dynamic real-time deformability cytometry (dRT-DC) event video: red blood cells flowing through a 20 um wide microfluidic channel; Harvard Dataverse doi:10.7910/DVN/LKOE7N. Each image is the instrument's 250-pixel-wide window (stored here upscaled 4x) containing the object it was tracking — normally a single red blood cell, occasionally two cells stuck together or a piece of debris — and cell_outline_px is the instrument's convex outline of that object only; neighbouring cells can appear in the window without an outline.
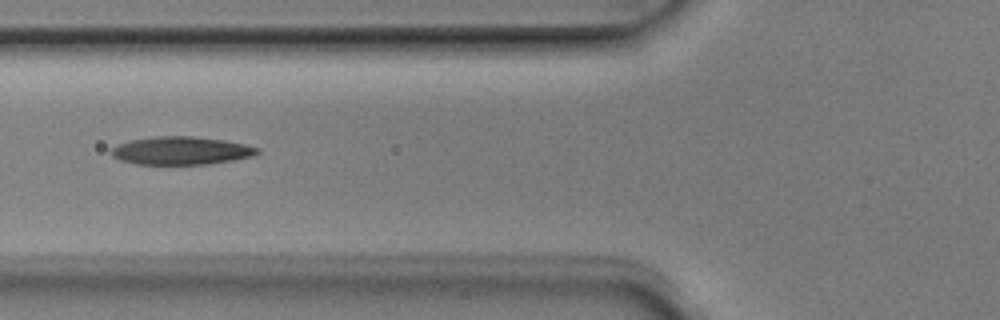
{"species": "Egyptian fruit bat (a non-hibernating species)", "species_latin": "Rousettus aegyptiacus", "temperature_condition": "room temperature", "stored_images_in_passage": 3, "camera_frame_rate_fps": 3000, "um_per_image_px": 0.085, "animal": {"sex": "male"}, "frame": {"image": 1, "passage_image": 3, "time_ms": 0.667, "image_size_px": [1000, 320], "cell_outline_px": [[260, 152], [252, 156], [232, 160], [208, 164], [136, 164], [120, 160], [112, 156], [112, 148], [116, 144], [128, 140], [156, 136], [192, 136], [224, 140], [244, 144], [260, 148]], "centroid_in_image_um": [15.37, 12.8], "position_along_channel_um": 110.4, "area_um2": 23.87}}